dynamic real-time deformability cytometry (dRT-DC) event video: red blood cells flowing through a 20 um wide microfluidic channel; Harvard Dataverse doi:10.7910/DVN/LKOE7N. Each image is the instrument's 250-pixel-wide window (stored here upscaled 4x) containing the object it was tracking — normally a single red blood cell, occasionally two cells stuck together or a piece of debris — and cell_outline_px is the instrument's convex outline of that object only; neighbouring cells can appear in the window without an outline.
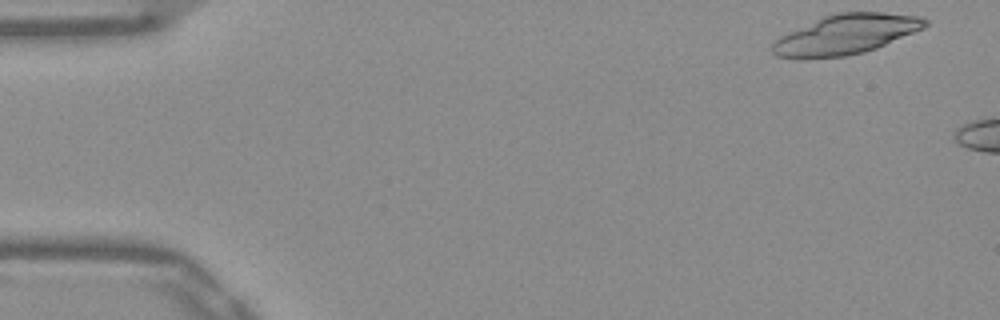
{"species": "Egyptian fruit bat (a non-hibernating species)", "species_latin": "Rousettus aegyptiacus", "temperature_condition": "warm", "stored_images_in_passage": 4, "camera_frame_rate_fps": 3000, "um_per_image_px": 0.085, "frame": {"image": 1, "passage_image": 1, "time_ms": 0.0, "image_size_px": [1000, 320], "cell_outline_px": [[928, 24], [924, 28], [876, 48], [864, 52], [848, 56], [808, 60], [796, 60], [776, 56], [772, 52], [772, 44], [780, 36], [788, 32], [824, 16], [836, 12], [884, 12], [920, 16], [928, 20]], "centroid_in_image_um": [71.86, 2.95], "position_along_channel_um": 13.1, "area_um2": 35.84}}